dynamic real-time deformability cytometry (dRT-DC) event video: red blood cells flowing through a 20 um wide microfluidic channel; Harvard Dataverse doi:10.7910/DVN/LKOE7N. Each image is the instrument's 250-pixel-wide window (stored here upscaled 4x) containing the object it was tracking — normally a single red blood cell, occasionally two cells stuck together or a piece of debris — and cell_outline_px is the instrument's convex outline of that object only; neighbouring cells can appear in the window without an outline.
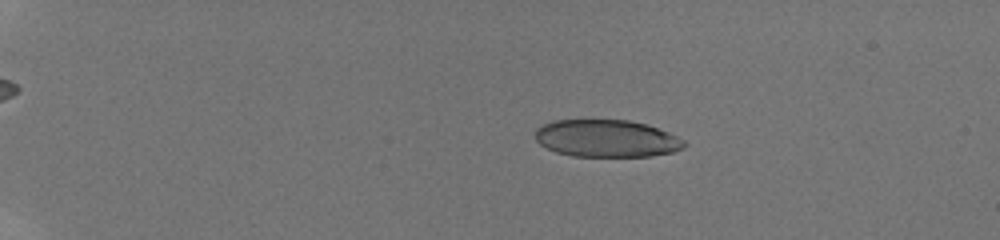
{"species": "human", "species_latin": "Homo sapiens", "temperature_condition": "room temperature", "stored_images_in_passage": 29, "camera_frame_rate_fps": 3000, "um_per_image_px": 0.085, "donor": {"sex": "male"}, "frame": {"image": 1, "passage_image": 17, "time_ms": 4.0, "image_size_px": [1000, 240], "cell_outline_px": [[688, 144], [684, 148], [672, 152], [652, 156], [572, 156], [556, 152], [540, 144], [536, 140], [536, 128], [552, 120], [628, 120], [648, 124], [668, 132], [684, 140]], "centroid_in_image_um": [51.58, 11.76], "position_along_channel_um": 33.4, "area_um2": 32.48}}
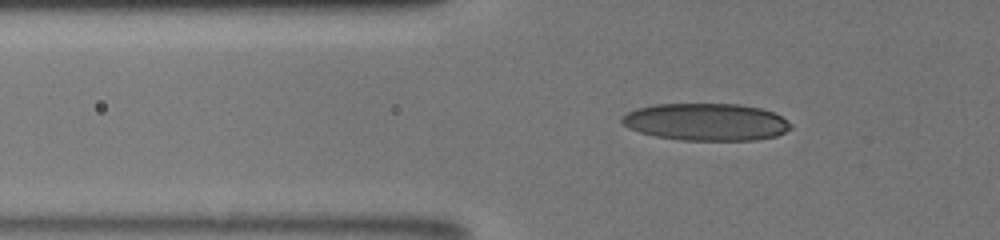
{"frame": {"image": 2, "passage_image": 24, "time_ms": 7.0, "image_size_px": [1000, 240], "cell_outline_px": [[792, 128], [776, 136], [756, 140], [680, 140], [656, 136], [640, 132], [628, 128], [620, 120], [628, 112], [636, 108], [656, 104], [740, 104], [760, 108], [772, 112], [780, 116], [792, 124]], "centroid_in_image_um": [60.02, 10.37], "position_along_channel_um": 65.8, "area_um2": 36.59}}
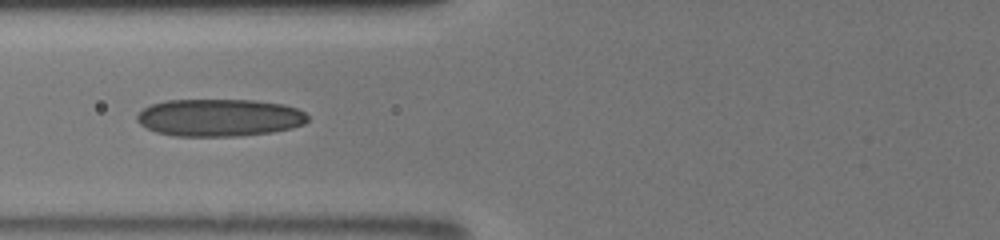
{"frame": {"image": 3, "passage_image": 27, "time_ms": 8.333, "image_size_px": [1000, 240], "cell_outline_px": [[308, 120], [304, 124], [292, 128], [272, 132], [240, 136], [172, 136], [156, 132], [140, 124], [136, 120], [136, 116], [144, 108], [152, 104], [164, 100], [256, 100], [284, 104], [296, 108], [304, 112], [308, 116]], "centroid_in_image_um": [18.65, 10.0], "position_along_channel_um": 107.1, "area_um2": 37.45}}